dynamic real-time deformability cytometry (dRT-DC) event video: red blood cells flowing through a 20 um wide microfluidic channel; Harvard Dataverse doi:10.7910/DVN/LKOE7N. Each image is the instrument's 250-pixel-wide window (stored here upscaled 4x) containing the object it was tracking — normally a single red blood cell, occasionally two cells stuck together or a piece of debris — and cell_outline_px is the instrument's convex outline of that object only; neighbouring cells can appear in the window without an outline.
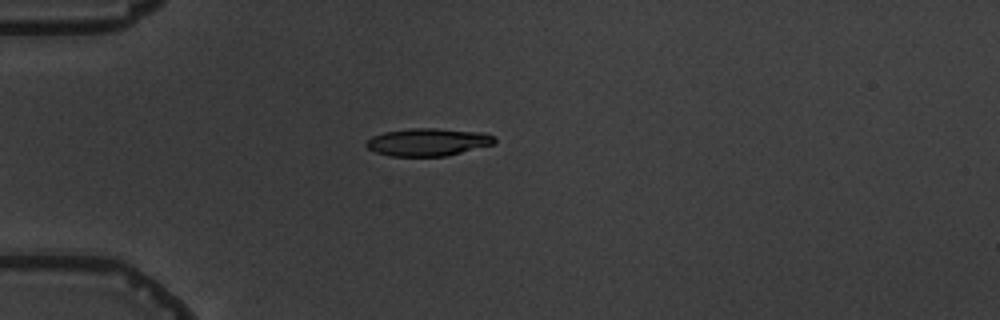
{"species": "common noctule bat (a hibernating species)", "species_latin": "Nyctalus noctula", "temperature_condition": "warm", "stored_images_in_passage": 6, "camera_frame_rate_fps": 3000, "um_per_image_px": 0.085, "animal": {"sex": "male", "body_mass_g": 19.5, "forearm_length_mm": 54.6}, "frame": {"image": 1, "passage_image": 6, "time_ms": 6.667, "image_size_px": [1000, 320], "cell_outline_px": [[496, 140], [492, 144], [444, 156], [392, 156], [376, 152], [368, 148], [364, 144], [372, 136], [384, 132], [412, 128], [436, 128], [484, 132], [496, 136]], "centroid_in_image_um": [36.37, 12.06], "position_along_channel_um": 48.6, "area_um2": 20.52}}